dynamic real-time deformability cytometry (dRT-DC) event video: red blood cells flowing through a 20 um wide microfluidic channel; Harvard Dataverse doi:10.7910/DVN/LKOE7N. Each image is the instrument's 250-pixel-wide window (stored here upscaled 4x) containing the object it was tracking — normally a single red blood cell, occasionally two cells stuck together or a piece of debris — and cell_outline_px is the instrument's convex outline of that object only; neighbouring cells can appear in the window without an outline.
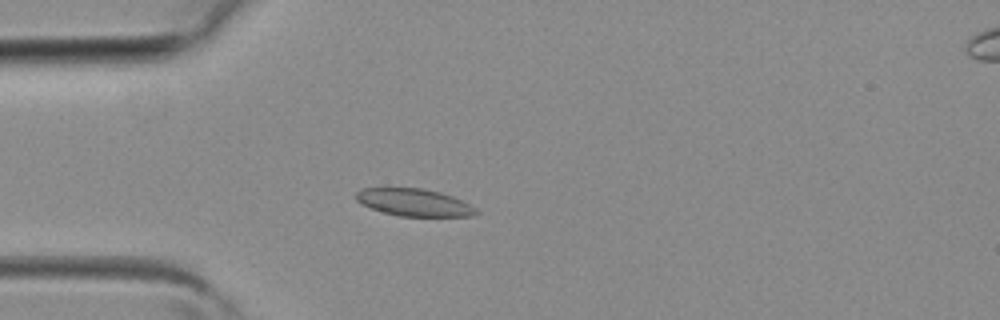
{"species": "common noctule bat (a hibernating species)", "species_latin": "Nyctalus noctula", "temperature_condition": "room temperature", "stored_images_in_passage": 2, "camera_frame_rate_fps": 3000, "um_per_image_px": 0.085, "animal": {"sex": "female", "body_mass_g": 19.3, "forearm_length_mm": 54.1}, "frame": {"image": 1, "passage_image": 2, "time_ms": 0.333, "image_size_px": [1000, 320], "cell_outline_px": [[480, 212], [472, 216], [400, 216], [384, 212], [360, 204], [356, 200], [356, 192], [360, 188], [424, 188], [440, 192], [452, 196], [476, 208]], "centroid_in_image_um": [35.18, 17.2], "position_along_channel_um": 49.8, "area_um2": 19.07}}